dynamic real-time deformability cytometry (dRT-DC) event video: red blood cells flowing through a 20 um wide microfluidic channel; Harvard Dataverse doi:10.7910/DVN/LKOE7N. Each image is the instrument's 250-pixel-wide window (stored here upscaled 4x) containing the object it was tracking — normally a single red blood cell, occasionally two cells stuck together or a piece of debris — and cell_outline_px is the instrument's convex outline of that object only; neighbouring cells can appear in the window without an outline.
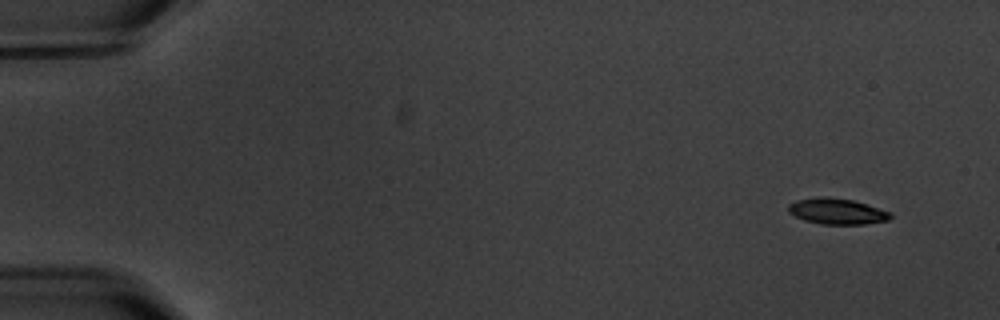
{"species": "common noctule bat (a hibernating species)", "species_latin": "Nyctalus noctula", "temperature_condition": "warm", "stored_images_in_passage": 4, "camera_frame_rate_fps": 3000, "um_per_image_px": 0.085, "animal": {"sex": "male", "body_mass_g": 20.1, "forearm_length_mm": 53.5}, "frame": {"image": 1, "passage_image": 1, "time_ms": 0.0, "image_size_px": [1000, 320], "cell_outline_px": [[892, 216], [888, 220], [864, 224], [820, 224], [804, 220], [788, 212], [788, 204], [796, 200], [820, 196], [828, 196], [852, 200], [892, 212]], "centroid_in_image_um": [71.13, 17.95], "position_along_channel_um": 13.9, "area_um2": 15.43}}
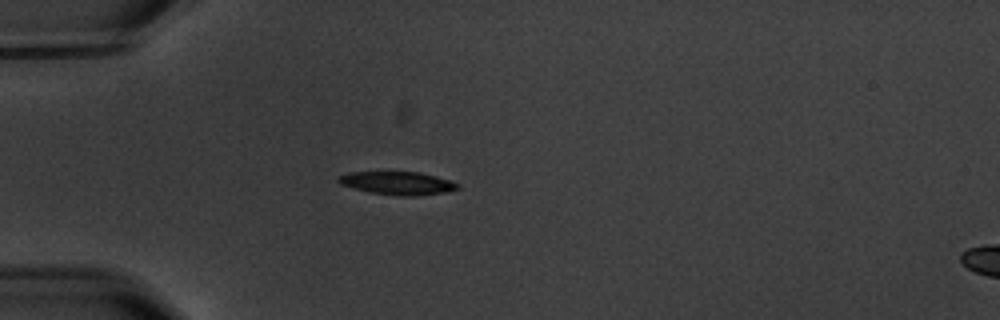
{"frame": {"image": 2, "passage_image": 4, "time_ms": 4.333, "image_size_px": [1000, 320], "cell_outline_px": [[460, 188], [444, 192], [416, 196], [400, 196], [368, 192], [340, 184], [336, 180], [336, 176], [348, 172], [420, 172], [436, 176], [460, 184]], "centroid_in_image_um": [33.75, 15.56], "position_along_channel_um": 51.2, "area_um2": 16.13}}